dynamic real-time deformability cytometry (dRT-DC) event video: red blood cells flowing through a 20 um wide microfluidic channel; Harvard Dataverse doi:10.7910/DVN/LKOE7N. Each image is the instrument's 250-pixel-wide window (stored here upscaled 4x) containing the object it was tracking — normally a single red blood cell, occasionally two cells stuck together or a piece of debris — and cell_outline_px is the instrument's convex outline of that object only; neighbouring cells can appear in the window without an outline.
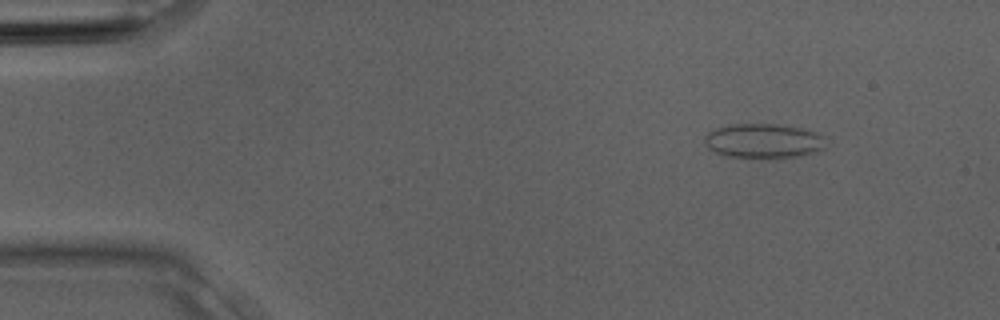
{"species": "Egyptian fruit bat (a non-hibernating species)", "species_latin": "Rousettus aegyptiacus", "temperature_condition": "room temperature", "stored_images_in_passage": 4, "camera_frame_rate_fps": 3000, "um_per_image_px": 0.085, "animal": {"sex": "male"}, "frame": {"image": 1, "passage_image": 2, "time_ms": 0.333, "image_size_px": [1000, 320], "cell_outline_px": [[824, 148], [796, 156], [728, 156], [716, 152], [708, 148], [704, 144], [704, 136], [708, 132], [716, 128], [728, 124], [776, 124], [800, 128], [816, 132], [824, 136]], "centroid_in_image_um": [64.84, 11.93], "position_along_channel_um": 20.2, "area_um2": 23.7}}